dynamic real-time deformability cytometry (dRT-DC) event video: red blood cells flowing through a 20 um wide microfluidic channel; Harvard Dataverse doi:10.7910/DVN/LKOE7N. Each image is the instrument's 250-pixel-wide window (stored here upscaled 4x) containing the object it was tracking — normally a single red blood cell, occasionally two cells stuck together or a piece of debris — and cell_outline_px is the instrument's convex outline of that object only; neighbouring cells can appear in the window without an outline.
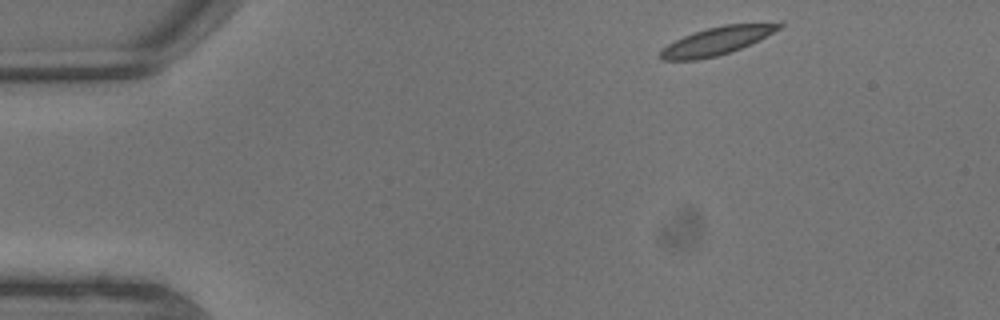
{"species": "common noctule bat (a hibernating species)", "species_latin": "Nyctalus noctula", "temperature_condition": "warm", "stored_images_in_passage": 8, "camera_frame_rate_fps": 3000, "um_per_image_px": 0.085, "animal": {"sex": "male", "body_mass_g": 13.3}, "frame": {"image": 1, "passage_image": 1, "time_ms": 0.0, "image_size_px": [1000, 320], "cell_outline_px": [[784, 24], [780, 28], [732, 52], [716, 56], [696, 60], [664, 60], [660, 56], [660, 52], [668, 44], [684, 36], [708, 28], [724, 24]], "centroid_in_image_um": [60.84, 3.5], "position_along_channel_um": 24.2, "area_um2": 18.44}}
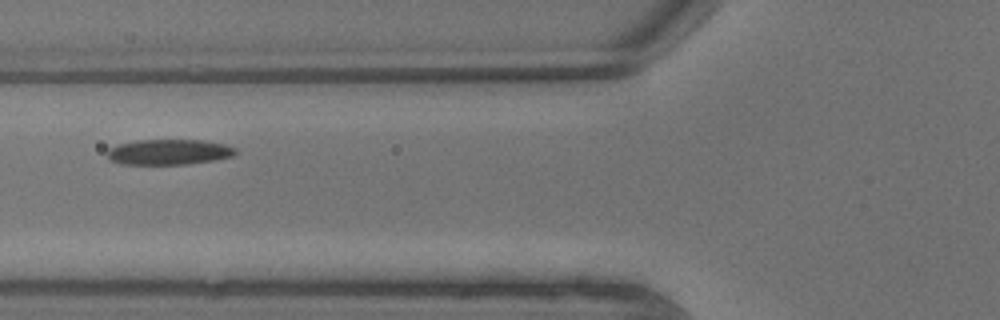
{"frame": {"image": 2, "passage_image": 6, "time_ms": 1.667, "image_size_px": [1000, 320], "cell_outline_px": [[236, 156], [216, 160], [188, 164], [120, 164], [108, 160], [108, 148], [116, 144], [136, 140], [200, 140], [224, 144], [236, 148]], "centroid_in_image_um": [14.35, 12.92], "position_along_channel_um": 111.5, "area_um2": 19.25}}
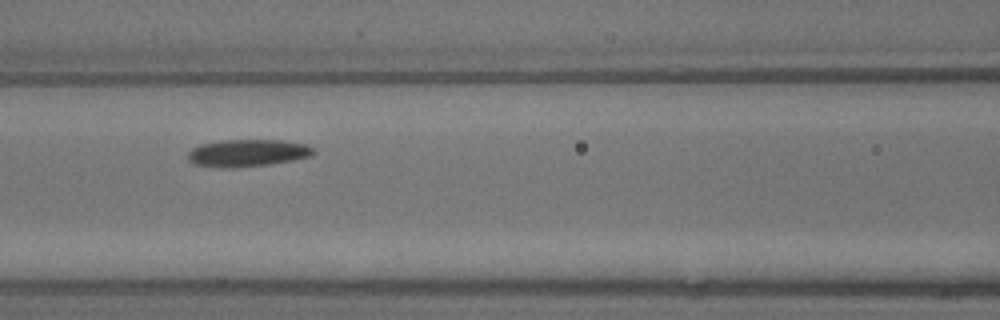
{"frame": {"image": 3, "passage_image": 7, "time_ms": 2.0, "image_size_px": [1000, 320], "cell_outline_px": [[316, 152], [308, 156], [292, 160], [268, 164], [236, 168], [220, 168], [192, 164], [188, 160], [188, 152], [192, 148], [200, 144], [220, 140], [280, 140], [304, 144], [312, 148]], "centroid_in_image_um": [20.96, 13.01], "position_along_channel_um": 145.6, "area_um2": 19.94}}